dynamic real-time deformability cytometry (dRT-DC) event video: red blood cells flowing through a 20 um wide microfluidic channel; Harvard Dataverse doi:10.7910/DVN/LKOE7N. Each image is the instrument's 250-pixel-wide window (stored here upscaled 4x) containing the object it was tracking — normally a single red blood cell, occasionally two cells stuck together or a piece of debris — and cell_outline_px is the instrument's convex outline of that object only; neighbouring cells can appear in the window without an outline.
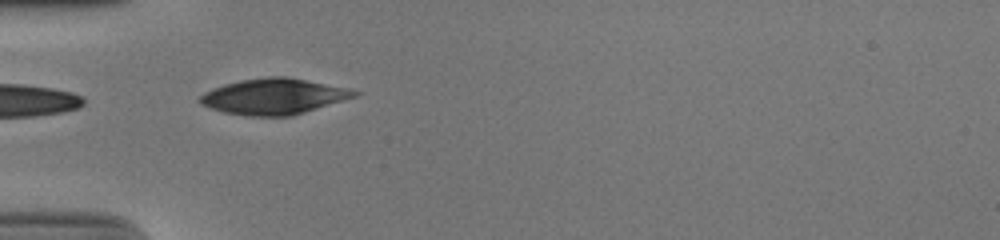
{"species": "human", "species_latin": "Homo sapiens", "temperature_condition": "cold", "stored_images_in_passage": 3, "camera_frame_rate_fps": 3000, "um_per_image_px": 0.085, "donor": {"sex": "male"}, "frame": {"image": 1, "passage_image": 1, "time_ms": 0.0, "image_size_px": [1000, 240], "cell_outline_px": [[360, 92], [356, 96], [292, 116], [248, 116], [224, 112], [200, 104], [200, 96], [204, 92], [212, 88], [224, 84], [240, 80], [268, 76], [288, 76], [348, 88]], "centroid_in_image_um": [23.26, 8.19], "position_along_channel_um": 61.7, "area_um2": 32.14}}